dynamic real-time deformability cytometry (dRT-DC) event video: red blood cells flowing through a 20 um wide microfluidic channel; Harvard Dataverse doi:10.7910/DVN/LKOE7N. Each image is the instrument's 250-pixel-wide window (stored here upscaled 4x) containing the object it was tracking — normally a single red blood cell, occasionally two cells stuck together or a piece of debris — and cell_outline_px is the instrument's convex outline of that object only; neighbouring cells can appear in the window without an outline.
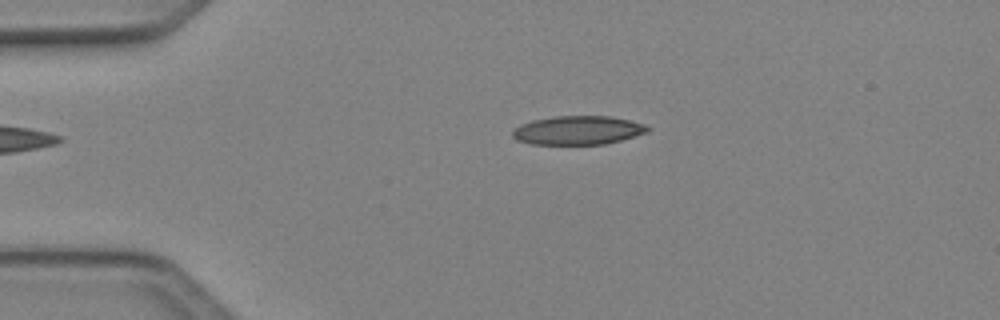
{"species": "Egyptian fruit bat (a non-hibernating species)", "species_latin": "Rousettus aegyptiacus", "temperature_condition": "cold", "stored_images_in_passage": 39, "camera_frame_rate_fps": 3000, "um_per_image_px": 0.085, "animal": {"sex": "female"}, "frame": {"image": 1, "passage_image": 1, "time_ms": 0.0, "image_size_px": [1000, 320], "cell_outline_px": [[652, 128], [648, 132], [620, 140], [604, 144], [532, 144], [516, 140], [512, 136], [512, 132], [516, 128], [532, 120], [556, 116], [612, 116], [644, 124]], "centroid_in_image_um": [49.15, 11.07], "position_along_channel_um": 35.9, "area_um2": 22.48}}
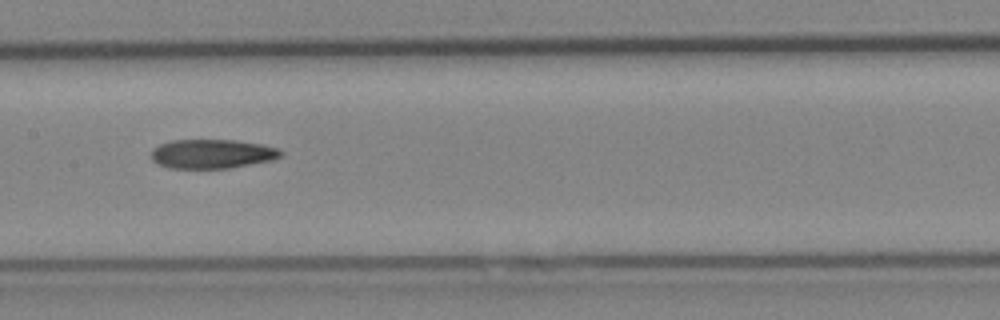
{"frame": {"image": 2, "passage_image": 15, "time_ms": 4.667, "image_size_px": [1000, 320], "cell_outline_px": [[284, 152], [280, 156], [272, 160], [228, 168], [168, 168], [156, 164], [152, 160], [152, 148], [160, 144], [172, 140], [236, 140], [260, 144], [280, 148]], "centroid_in_image_um": [18.01, 13.07], "position_along_channel_um": 189.4, "area_um2": 22.08}}
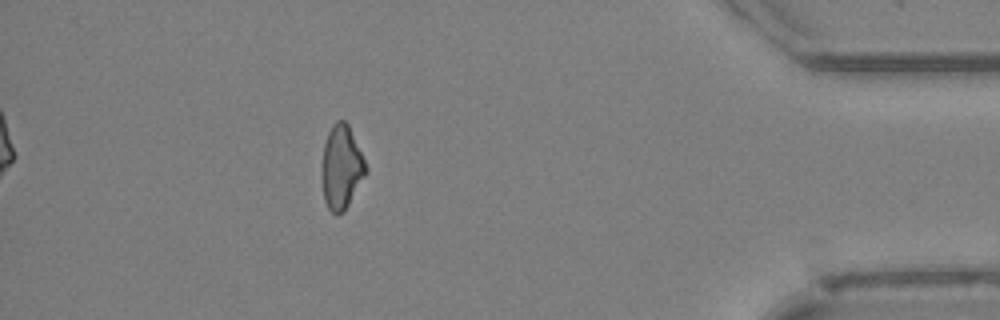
{"frame": {"image": 3, "passage_image": 34, "time_ms": 11.0, "image_size_px": [1000, 320], "cell_outline_px": [[368, 172], [344, 212], [336, 216], [328, 208], [324, 200], [320, 172], [320, 168], [324, 144], [328, 132], [332, 124], [336, 120], [344, 120], [348, 124], [368, 168]], "centroid_in_image_um": [29.0, 14.24], "position_along_channel_um": 406.2, "area_um2": 21.91}, "authors_computed_cell_mechanics": {"area_um2": 22.4842, "velocity_mm_per_s": 4.1539, "shape_relaxation_time_tau1_ms": null, "shape_relaxation_time_tau2_ms": 10.1935, "deformation_change_tau1": null, "deformation_change_tau2": 0.2266}}